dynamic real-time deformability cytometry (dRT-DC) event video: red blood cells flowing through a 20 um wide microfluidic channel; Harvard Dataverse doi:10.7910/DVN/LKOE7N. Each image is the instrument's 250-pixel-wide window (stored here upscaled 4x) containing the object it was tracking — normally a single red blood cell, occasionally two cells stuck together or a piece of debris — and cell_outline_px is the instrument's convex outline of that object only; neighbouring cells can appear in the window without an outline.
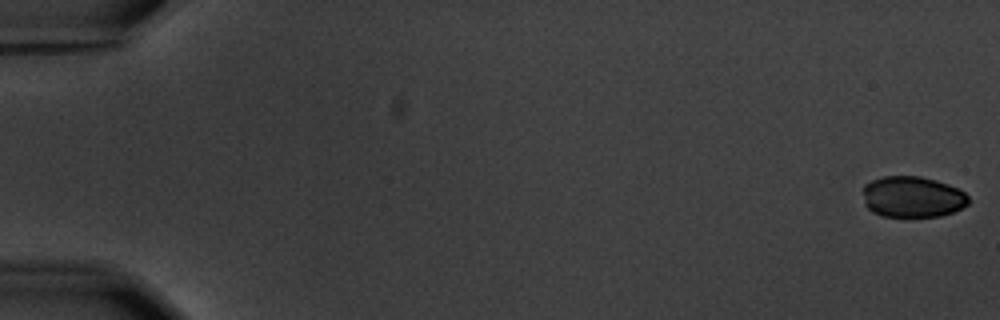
{"species": "common noctule bat (a hibernating species)", "species_latin": "Nyctalus noctula", "temperature_condition": "warm", "stored_images_in_passage": 6, "segment_of_instrument_passage": [1, 2], "camera_frame_rate_fps": 3000, "um_per_image_px": 0.085, "animal": {"sex": "male", "body_mass_g": 20.1, "forearm_length_mm": 53.5}, "frame": {"image": 1, "passage_image": 1, "time_ms": 0.0, "image_size_px": [1000, 320], "cell_outline_px": [[968, 204], [952, 212], [940, 216], [880, 216], [872, 212], [864, 204], [864, 184], [872, 180], [884, 176], [920, 176], [936, 180], [948, 184], [964, 192], [968, 196]], "centroid_in_image_um": [77.53, 16.73], "position_along_channel_um": 7.5, "area_um2": 25.2}}